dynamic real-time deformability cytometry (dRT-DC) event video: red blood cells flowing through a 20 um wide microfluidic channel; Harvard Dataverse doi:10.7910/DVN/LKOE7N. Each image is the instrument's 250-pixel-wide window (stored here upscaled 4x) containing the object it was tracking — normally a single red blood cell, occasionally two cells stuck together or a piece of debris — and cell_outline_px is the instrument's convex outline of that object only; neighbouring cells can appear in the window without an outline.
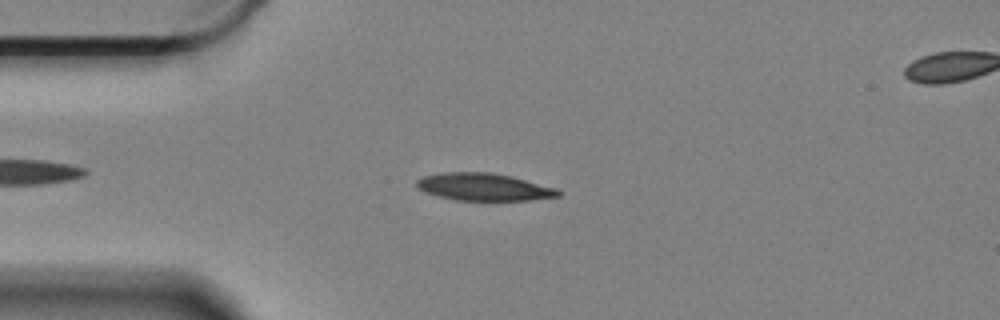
{"species": "Egyptian fruit bat (a non-hibernating species)", "species_latin": "Rousettus aegyptiacus", "temperature_condition": "cold", "stored_images_in_passage": 46, "camera_frame_rate_fps": 3000, "um_per_image_px": 0.085, "animal": {"sex": "female"}, "frame": {"image": 1, "passage_image": 9, "time_ms": 2.667, "image_size_px": [1000, 320], "cell_outline_px": [[560, 196], [528, 200], [456, 200], [424, 192], [416, 188], [416, 180], [424, 176], [444, 172], [492, 172], [512, 176], [560, 188]], "centroid_in_image_um": [41.15, 15.88], "position_along_channel_um": 43.8, "area_um2": 22.77}}
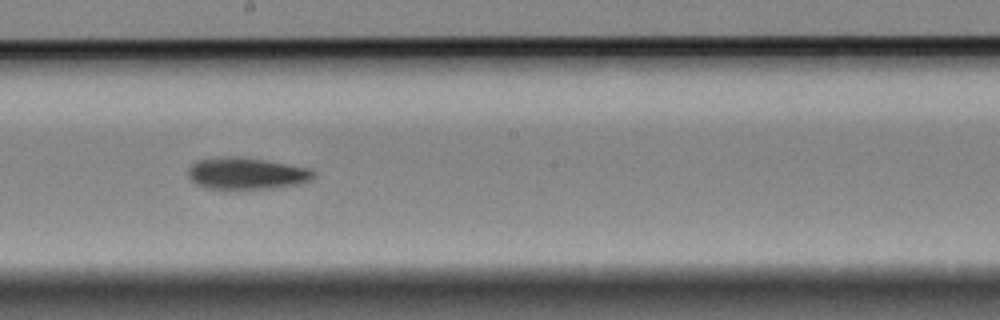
{"frame": {"image": 2, "passage_image": 27, "time_ms": 8.667, "image_size_px": [1000, 320], "cell_outline_px": [[316, 176], [312, 180], [300, 184], [272, 188], [204, 188], [196, 184], [188, 176], [188, 168], [196, 160], [224, 156], [228, 156], [264, 160], [312, 168], [316, 172]], "centroid_in_image_um": [20.99, 14.74], "position_along_channel_um": 227.2, "area_um2": 23.24}}
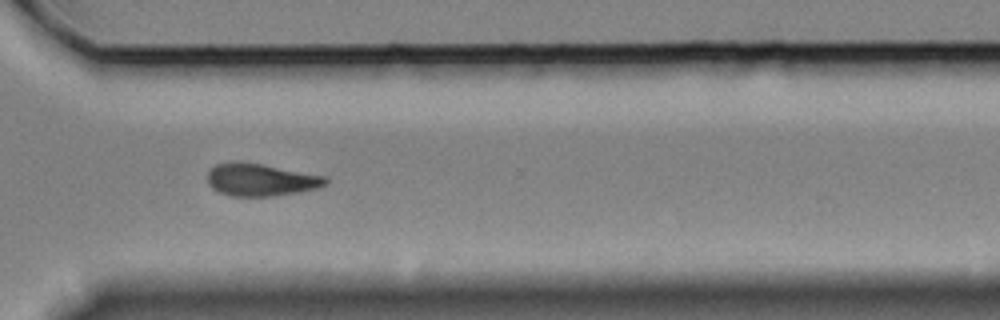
{"frame": {"image": 3, "passage_image": 38, "time_ms": 12.333, "image_size_px": [1000, 320], "cell_outline_px": [[328, 184], [316, 188], [300, 192], [272, 196], [232, 196], [220, 192], [212, 188], [208, 184], [208, 172], [216, 164], [260, 164], [328, 176]], "centroid_in_image_um": [22.24, 15.32], "position_along_channel_um": 348.4, "area_um2": 21.79}, "authors_computed_cell_mechanics": {"area_um2": 22.6865, "velocity_mm_per_s": 3.3098, "shape_relaxation_time_tau1_ms": 3.1782, "shape_relaxation_time_tau2_ms": null, "deformation_change_tau1": 0.134, "deformation_change_tau2": null}}